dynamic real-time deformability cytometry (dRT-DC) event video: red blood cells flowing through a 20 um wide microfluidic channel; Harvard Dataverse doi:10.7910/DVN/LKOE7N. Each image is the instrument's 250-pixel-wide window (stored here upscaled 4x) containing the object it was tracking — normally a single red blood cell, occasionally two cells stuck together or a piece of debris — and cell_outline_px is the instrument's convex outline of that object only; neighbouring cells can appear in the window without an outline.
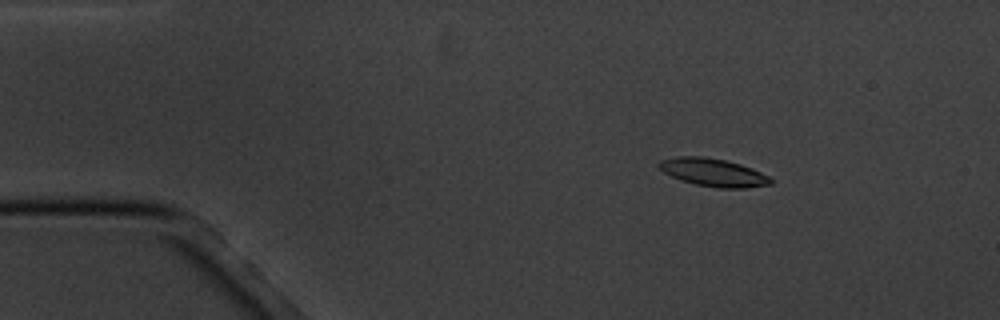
{"species": "common noctule bat (a hibernating species)", "species_latin": "Nyctalus noctula", "temperature_condition": "cold", "stored_images_in_passage": 12, "camera_frame_rate_fps": 3000, "um_per_image_px": 0.085, "animal": {"sex": "male", "body_mass_g": 20.1, "forearm_length_mm": 53.5}, "frame": {"image": 1, "passage_image": 3, "time_ms": 2.333, "image_size_px": [1000, 320], "cell_outline_px": [[772, 184], [744, 188], [716, 188], [696, 184], [680, 180], [664, 172], [656, 164], [660, 160], [676, 156], [700, 156], [724, 160], [740, 164], [752, 168], [768, 176], [772, 180]], "centroid_in_image_um": [60.6, 14.65], "position_along_channel_um": 24.4, "area_um2": 18.09}}
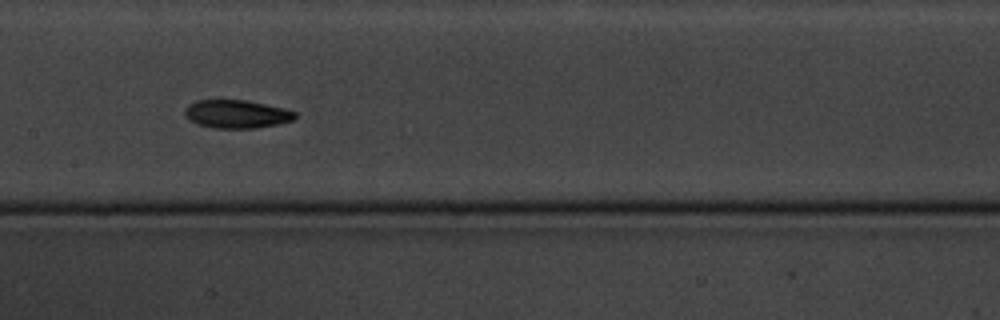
{"frame": {"image": 2, "passage_image": 9, "time_ms": 9.0, "image_size_px": [1000, 320], "cell_outline_px": [[296, 116], [292, 120], [280, 124], [256, 128], [212, 128], [196, 124], [188, 120], [184, 112], [184, 108], [188, 104], [196, 100], [244, 100], [284, 108], [296, 112]], "centroid_in_image_um": [20.07, 9.7], "position_along_channel_um": 187.3, "area_um2": 18.26}}
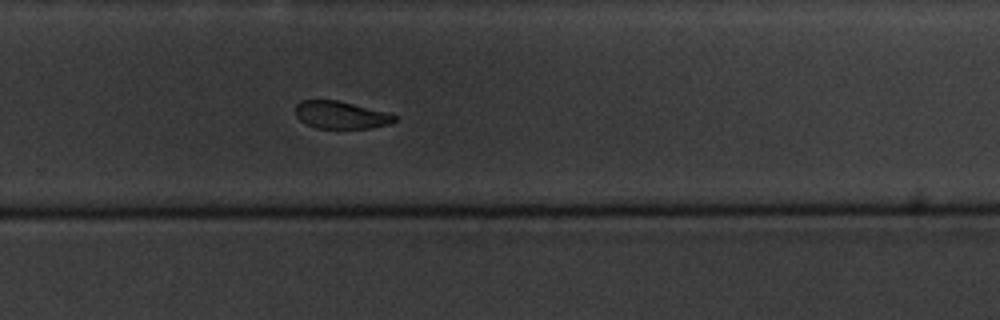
{"frame": {"image": 3, "passage_image": 12, "time_ms": 12.333, "image_size_px": [1000, 320], "cell_outline_px": [[396, 120], [392, 124], [368, 128], [316, 128], [304, 124], [296, 116], [296, 104], [300, 100], [336, 100], [392, 112], [396, 116]], "centroid_in_image_um": [29.01, 9.77], "position_along_channel_um": 300.8, "area_um2": 16.18}}